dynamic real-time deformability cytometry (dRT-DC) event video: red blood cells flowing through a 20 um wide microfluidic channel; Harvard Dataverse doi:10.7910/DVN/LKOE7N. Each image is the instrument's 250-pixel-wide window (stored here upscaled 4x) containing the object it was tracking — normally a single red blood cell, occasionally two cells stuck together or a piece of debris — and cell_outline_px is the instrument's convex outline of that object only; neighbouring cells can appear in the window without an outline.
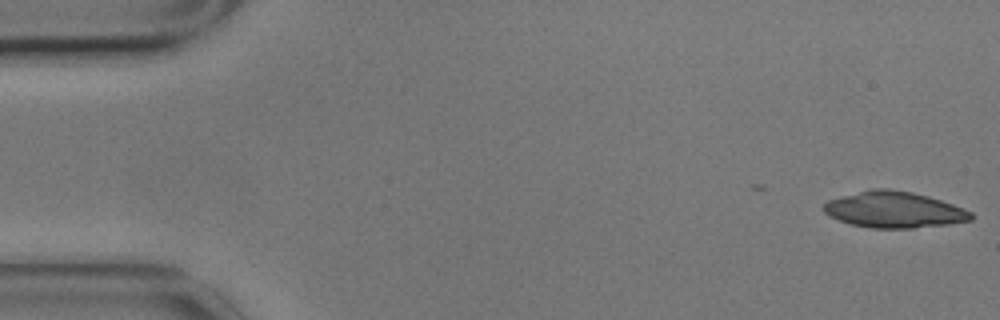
{"species": "common noctule bat (a hibernating species)", "species_latin": "Nyctalus noctula", "temperature_condition": "cold", "stored_images_in_passage": 2, "camera_frame_rate_fps": 3000, "um_per_image_px": 0.085, "animal": {"sex": "male", "body_mass_g": 17.9}, "frame": {"image": 1, "passage_image": 2, "time_ms": 0.333, "image_size_px": [1000, 320], "cell_outline_px": [[976, 216], [972, 220], [948, 224], [912, 228], [872, 228], [852, 224], [828, 216], [824, 212], [824, 204], [828, 200], [872, 188], [888, 188], [912, 192], [928, 196], [964, 208], [972, 212]], "centroid_in_image_um": [76.03, 17.82], "position_along_channel_um": 9.0, "area_um2": 30.98}}